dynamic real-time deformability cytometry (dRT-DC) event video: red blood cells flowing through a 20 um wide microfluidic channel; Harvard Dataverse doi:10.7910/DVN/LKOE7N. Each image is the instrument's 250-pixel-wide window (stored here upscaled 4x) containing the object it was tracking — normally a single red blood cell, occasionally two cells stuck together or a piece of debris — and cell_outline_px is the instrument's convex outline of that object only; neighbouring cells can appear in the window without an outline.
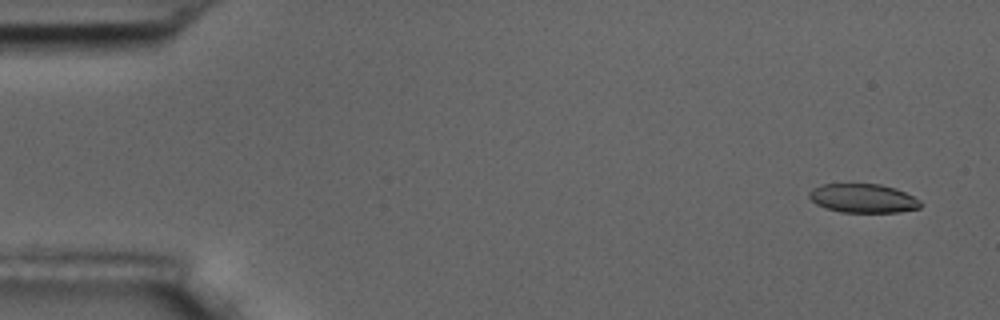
{"species": "common noctule bat (a hibernating species)", "species_latin": "Nyctalus noctula", "temperature_condition": "room temperature", "stored_images_in_passage": 56, "camera_frame_rate_fps": 3000, "um_per_image_px": 0.085, "animal": {"sex": "male", "body_mass_g": 17.5, "forearm_length_mm": 52.3}, "frame": {"image": 1, "passage_image": 3, "time_ms": 0.667, "image_size_px": [1000, 320], "cell_outline_px": [[924, 204], [920, 208], [900, 212], [840, 212], [824, 208], [816, 204], [808, 196], [808, 192], [812, 188], [820, 184], [880, 184], [896, 188], [920, 200]], "centroid_in_image_um": [73.35, 16.86], "position_along_channel_um": 11.6, "area_um2": 18.96}}
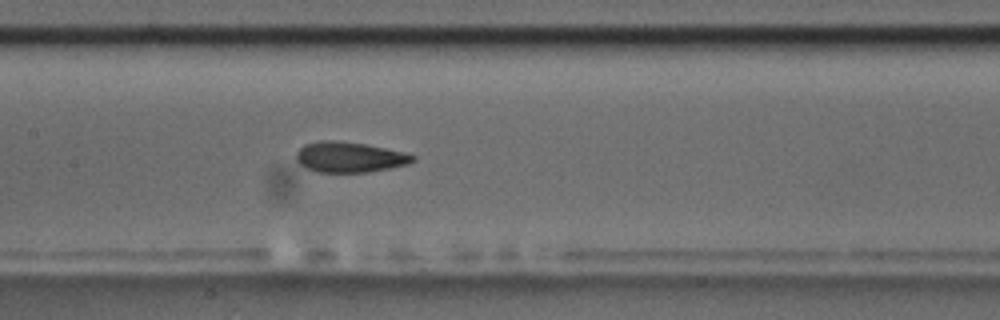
{"frame": {"image": 2, "passage_image": 27, "time_ms": 8.667, "image_size_px": [1000, 320], "cell_outline_px": [[416, 160], [408, 164], [368, 172], [316, 172], [304, 168], [296, 160], [296, 152], [304, 144], [320, 140], [332, 140], [364, 144], [404, 152], [416, 156]], "centroid_in_image_um": [29.67, 13.36], "position_along_channel_um": 177.7, "area_um2": 20.69}}
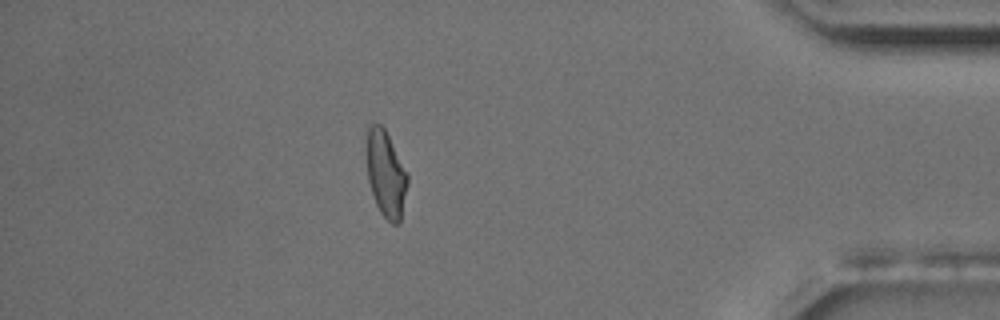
{"frame": {"image": 3, "passage_image": 49, "time_ms": 16.0, "image_size_px": [1000, 320], "cell_outline_px": [[408, 184], [400, 224], [392, 224], [380, 212], [376, 204], [368, 180], [364, 148], [368, 124], [380, 124], [384, 128], [408, 176]], "centroid_in_image_um": [32.75, 14.77], "position_along_channel_um": 402.4, "area_um2": 20.81}, "authors_computed_cell_mechanics": {"area_um2": 20.5768, "velocity_mm_per_s": 3.6373, "shape_relaxation_time_tau1_ms": null, "shape_relaxation_time_tau2_ms": 2.1061, "deformation_change_tau1": null, "deformation_change_tau2": 0.0848}}